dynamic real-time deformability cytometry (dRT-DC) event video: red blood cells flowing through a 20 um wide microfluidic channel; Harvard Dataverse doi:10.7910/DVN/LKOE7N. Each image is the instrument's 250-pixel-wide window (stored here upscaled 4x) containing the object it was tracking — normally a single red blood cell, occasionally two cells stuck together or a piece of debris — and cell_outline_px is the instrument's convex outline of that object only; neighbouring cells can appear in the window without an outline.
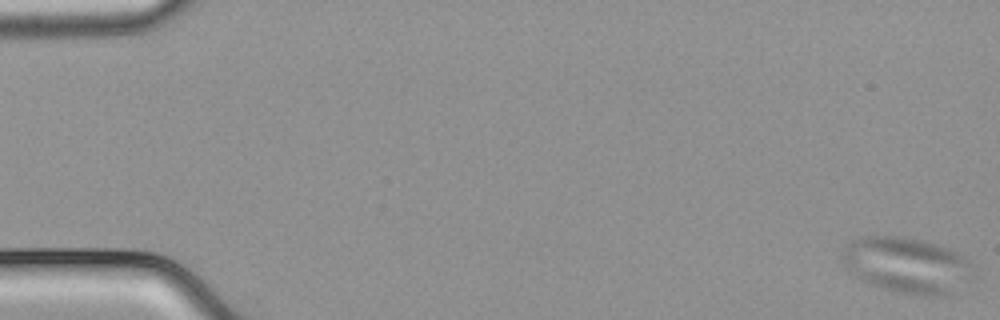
{"species": "common noctule bat (a hibernating species)", "species_latin": "Nyctalus noctula", "temperature_condition": "cold", "stored_images_in_passage": 56, "camera_frame_rate_fps": 3000, "um_per_image_px": 0.085, "animal": {"sex": "male", "body_mass_g": 21.5, "forearm_length_mm": 52.0}, "frame": {"image": 1, "passage_image": 1, "time_ms": 0.0, "image_size_px": [1000, 320], "cell_outline_px": [[976, 280], [944, 296], [924, 296], [900, 292], [880, 288], [868, 284], [860, 280], [844, 268], [840, 260], [844, 248], [852, 240], [864, 236], [904, 236], [952, 248], [960, 252], [968, 260], [976, 276]], "centroid_in_image_um": [77.12, 22.55], "position_along_channel_um": 7.9, "area_um2": 43.7}}
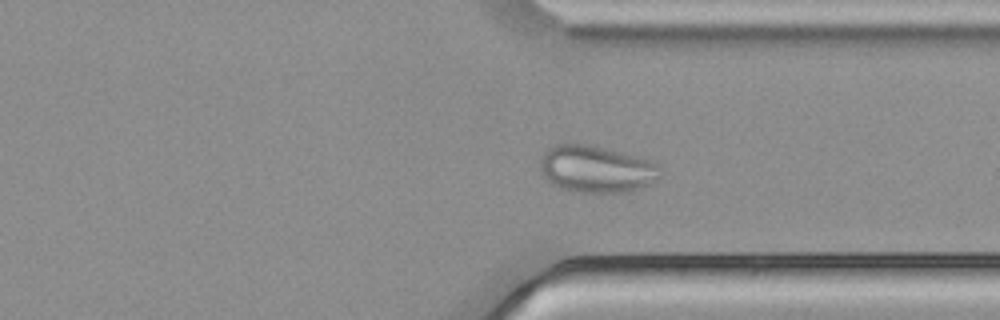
{"frame": {"image": 2, "passage_image": 43, "time_ms": 14.0, "image_size_px": [1000, 320], "cell_outline_px": [[660, 168], [648, 184], [640, 188], [628, 192], [572, 192], [548, 180], [544, 176], [540, 168], [540, 160], [544, 152], [548, 148], [556, 144], [588, 144], [636, 156], [648, 160], [656, 164]], "centroid_in_image_um": [50.61, 14.36], "position_along_channel_um": 360.8, "area_um2": 32.08}}